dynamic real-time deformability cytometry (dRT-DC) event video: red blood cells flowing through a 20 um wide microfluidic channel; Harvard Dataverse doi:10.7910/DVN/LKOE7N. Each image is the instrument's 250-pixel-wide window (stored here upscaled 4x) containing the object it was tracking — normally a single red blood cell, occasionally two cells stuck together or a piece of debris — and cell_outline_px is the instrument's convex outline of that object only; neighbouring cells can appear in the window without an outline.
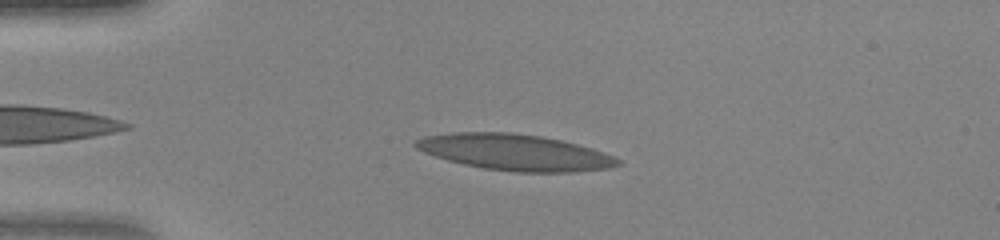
{"species": "human", "species_latin": "Homo sapiens", "temperature_condition": "warm", "stored_images_in_passage": 39, "camera_frame_rate_fps": 3000, "um_per_image_px": 0.085, "donor": {"sex": "female"}, "frame": {"image": 1, "passage_image": 4, "time_ms": 1.0, "image_size_px": [1000, 240], "cell_outline_px": [[624, 164], [608, 168], [572, 172], [516, 172], [484, 168], [464, 164], [448, 160], [424, 152], [416, 148], [412, 144], [416, 140], [424, 136], [452, 132], [508, 132], [540, 136], [560, 140], [592, 148], [612, 156], [620, 160]], "centroid_in_image_um": [43.75, 12.94], "position_along_channel_um": 41.2, "area_um2": 42.37}}
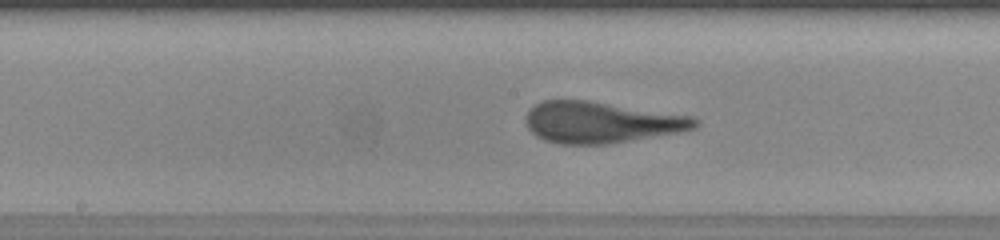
{"frame": {"image": 2, "passage_image": 17, "time_ms": 5.333, "image_size_px": [1000, 240], "cell_outline_px": [[700, 124], [696, 128], [680, 132], [608, 144], [560, 144], [544, 140], [536, 136], [528, 128], [524, 120], [524, 116], [528, 108], [544, 100], [588, 100], [692, 116], [700, 120]], "centroid_in_image_um": [51.08, 10.39], "position_along_channel_um": 197.1, "area_um2": 40.98}}
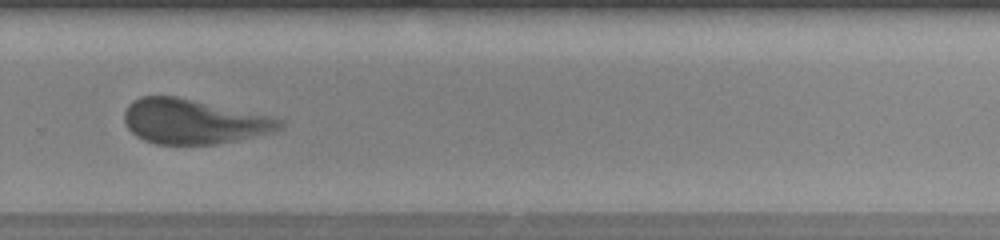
{"frame": {"image": 3, "passage_image": 25, "time_ms": 8.0, "image_size_px": [1000, 240], "cell_outline_px": [[284, 128], [272, 132], [236, 140], [216, 144], [156, 144], [144, 140], [136, 136], [128, 128], [124, 120], [124, 112], [128, 104], [132, 100], [140, 96], [176, 96], [268, 116], [284, 120]], "centroid_in_image_um": [16.42, 10.33], "position_along_channel_um": 313.4, "area_um2": 40.29}}